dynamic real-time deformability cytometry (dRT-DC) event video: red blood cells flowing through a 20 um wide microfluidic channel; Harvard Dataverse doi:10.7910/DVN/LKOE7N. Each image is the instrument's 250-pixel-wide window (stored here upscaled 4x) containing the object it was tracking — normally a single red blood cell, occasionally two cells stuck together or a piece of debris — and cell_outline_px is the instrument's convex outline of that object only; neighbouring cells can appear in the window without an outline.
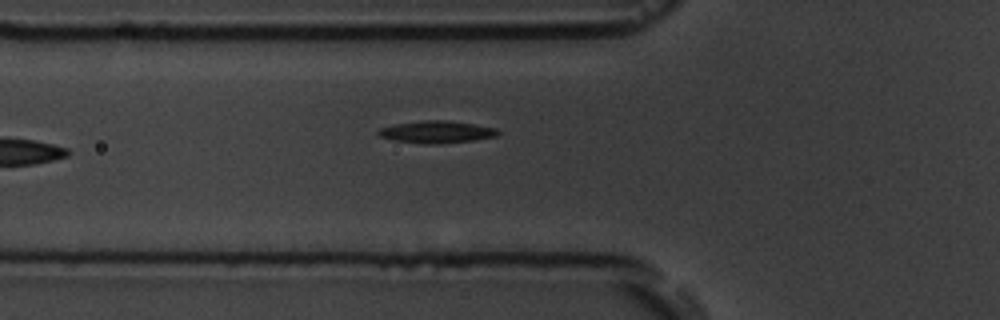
{"species": "common noctule bat (a hibernating species)", "species_latin": "Nyctalus noctula", "temperature_condition": "room temperature", "stored_images_in_passage": 7, "camera_frame_rate_fps": 3000, "um_per_image_px": 0.085, "animal": {"sex": "male", "body_mass_g": 19.5, "forearm_length_mm": 54.6}, "frame": {"image": 1, "passage_image": 7, "time_ms": 6.667, "image_size_px": [1000, 320], "cell_outline_px": [[500, 132], [496, 136], [472, 140], [440, 144], [424, 144], [392, 140], [380, 136], [376, 132], [380, 128], [392, 124], [424, 120], [444, 120], [472, 124], [496, 128]], "centroid_in_image_um": [37.05, 11.22], "position_along_channel_um": 88.7, "area_um2": 15.43}}